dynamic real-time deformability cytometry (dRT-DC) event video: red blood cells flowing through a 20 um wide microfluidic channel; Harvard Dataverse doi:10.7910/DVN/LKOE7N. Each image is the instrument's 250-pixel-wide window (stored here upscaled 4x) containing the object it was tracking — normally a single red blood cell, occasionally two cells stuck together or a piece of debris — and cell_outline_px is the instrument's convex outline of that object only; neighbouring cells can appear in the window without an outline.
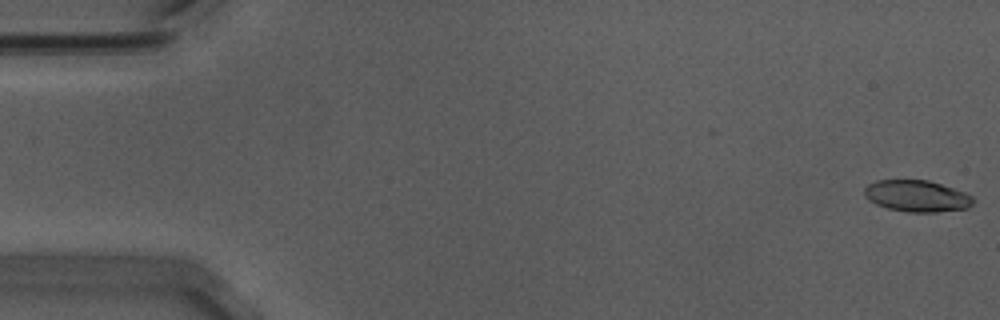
{"species": "Egyptian fruit bat (a non-hibernating species)", "species_latin": "Rousettus aegyptiacus", "temperature_condition": "warm", "stored_images_in_passage": 56, "camera_frame_rate_fps": 3000, "um_per_image_px": 0.085, "animal": {"sex": "male"}, "frame": {"image": 1, "passage_image": 1, "time_ms": 0.0, "image_size_px": [1000, 320], "cell_outline_px": [[976, 200], [968, 208], [936, 212], [908, 212], [888, 208], [876, 204], [868, 200], [864, 196], [864, 188], [868, 184], [876, 180], [928, 180], [964, 192], [972, 196]], "centroid_in_image_um": [77.92, 16.66], "position_along_channel_um": 7.1, "area_um2": 20.0}}
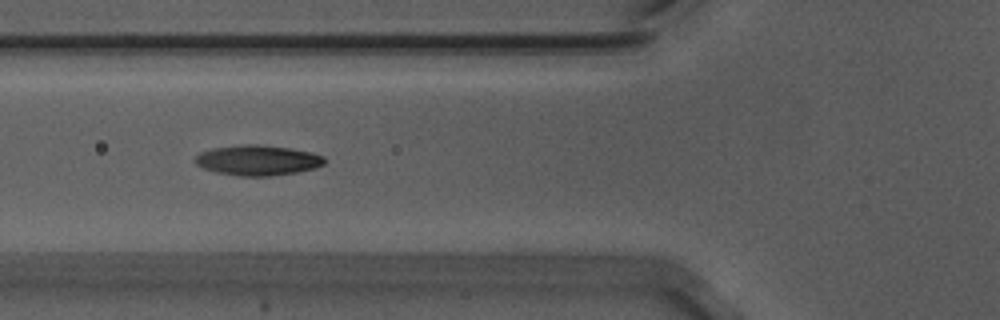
{"frame": {"image": 2, "passage_image": 21, "time_ms": 6.667, "image_size_px": [1000, 320], "cell_outline_px": [[324, 164], [316, 168], [296, 172], [272, 176], [240, 176], [216, 172], [204, 168], [196, 164], [196, 156], [200, 152], [212, 148], [240, 144], [260, 144], [288, 148], [308, 152], [324, 156]], "centroid_in_image_um": [21.89, 13.62], "position_along_channel_um": 103.9, "area_um2": 22.72}}
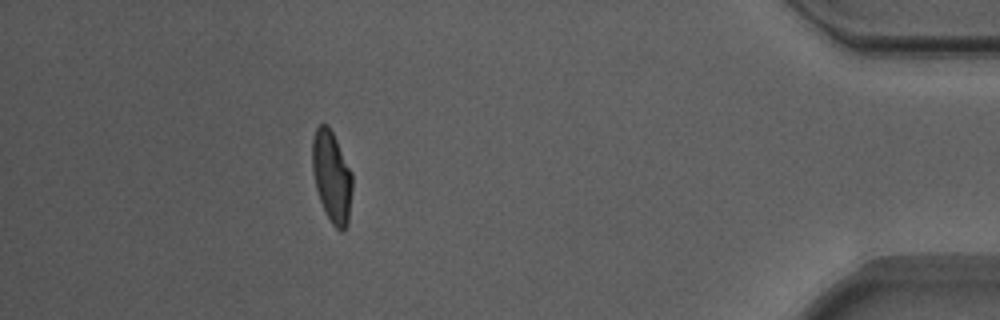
{"frame": {"image": 3, "passage_image": 50, "time_ms": 16.333, "image_size_px": [1000, 320], "cell_outline_px": [[352, 188], [348, 224], [344, 232], [340, 232], [332, 224], [324, 212], [316, 188], [312, 168], [312, 140], [316, 128], [320, 124], [328, 124], [352, 172]], "centroid_in_image_um": [28.2, 15.05], "position_along_channel_um": 407.0, "area_um2": 21.39}, "authors_computed_cell_mechanics": {"area_um2": 21.3282, "velocity_mm_per_s": 3.7054, "shape_relaxation_time_tau1_ms": 4.5558, "shape_relaxation_time_tau2_ms": 1.4049, "deformation_change_tau1": 0.2109, "deformation_change_tau2": 0.0639}}